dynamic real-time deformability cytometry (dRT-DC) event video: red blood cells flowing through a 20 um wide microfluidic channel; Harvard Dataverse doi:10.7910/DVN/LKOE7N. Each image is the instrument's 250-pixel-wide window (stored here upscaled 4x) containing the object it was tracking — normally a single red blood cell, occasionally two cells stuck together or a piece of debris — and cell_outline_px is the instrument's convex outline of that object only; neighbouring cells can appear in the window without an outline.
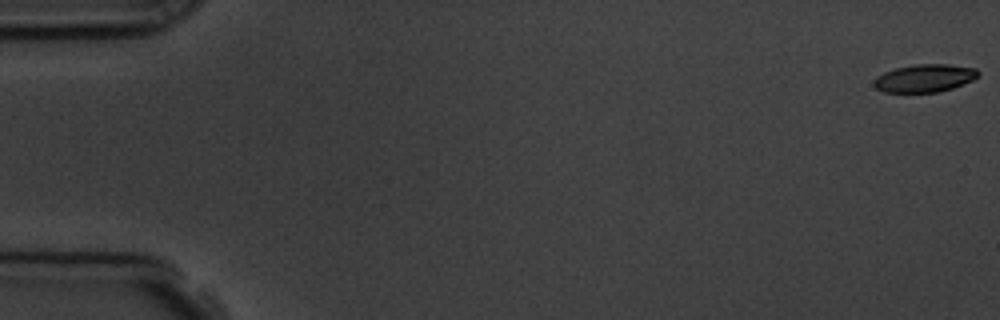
{"species": "common noctule bat (a hibernating species)", "species_latin": "Nyctalus noctula", "temperature_condition": "room temperature", "stored_images_in_passage": 8, "camera_frame_rate_fps": 3000, "um_per_image_px": 0.085, "animal": {"sex": "male", "body_mass_g": 19.5, "forearm_length_mm": 54.6}, "frame": {"image": 1, "passage_image": 1, "time_ms": 0.0, "image_size_px": [1000, 320], "cell_outline_px": [[980, 76], [972, 80], [952, 88], [936, 92], [884, 92], [876, 88], [872, 84], [872, 80], [876, 76], [884, 72], [896, 68], [916, 64], [948, 64], [976, 68], [980, 72]], "centroid_in_image_um": [78.58, 6.64], "position_along_channel_um": 6.4, "area_um2": 16.99}}
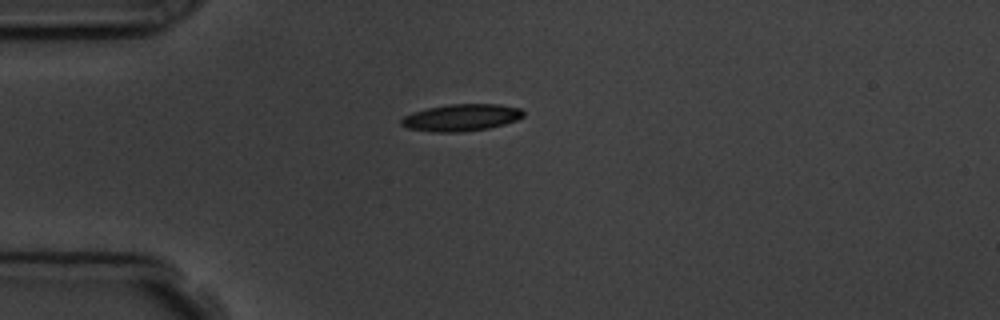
{"frame": {"image": 2, "passage_image": 5, "time_ms": 4.667, "image_size_px": [1000, 320], "cell_outline_px": [[524, 116], [516, 120], [504, 124], [488, 128], [460, 132], [432, 132], [408, 128], [400, 124], [400, 120], [404, 116], [412, 112], [428, 108], [448, 104], [500, 104], [520, 108], [524, 112]], "centroid_in_image_um": [39.2, 9.99], "position_along_channel_um": 45.8, "area_um2": 19.19}}
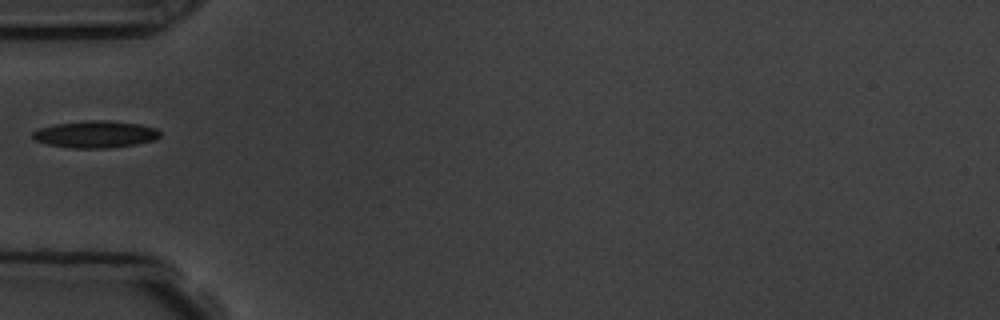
{"frame": {"image": 3, "passage_image": 6, "time_ms": 6.0, "image_size_px": [1000, 320], "cell_outline_px": [[160, 136], [156, 140], [136, 144], [108, 148], [72, 148], [48, 144], [36, 140], [32, 136], [32, 132], [40, 128], [52, 124], [88, 120], [108, 120], [140, 124], [156, 128], [160, 132]], "centroid_in_image_um": [8.13, 11.41], "position_along_channel_um": 76.9, "area_um2": 20.11}}